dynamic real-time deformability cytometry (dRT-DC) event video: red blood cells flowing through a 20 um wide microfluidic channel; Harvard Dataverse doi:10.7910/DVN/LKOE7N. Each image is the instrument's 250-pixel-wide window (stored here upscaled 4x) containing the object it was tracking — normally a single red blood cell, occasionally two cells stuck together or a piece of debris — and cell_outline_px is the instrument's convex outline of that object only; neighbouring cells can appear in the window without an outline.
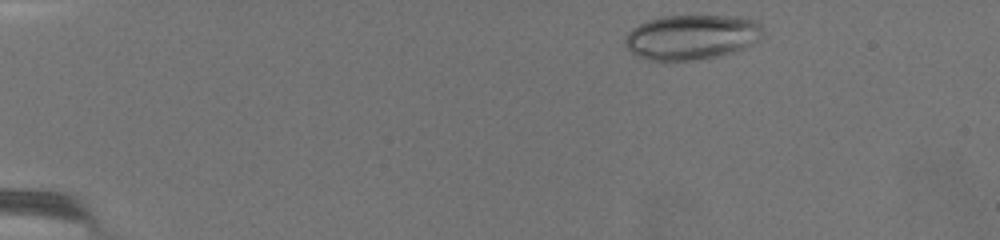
{"species": "common noctule bat (a hibernating species)", "species_latin": "Nyctalus noctula", "temperature_condition": "warm", "stored_images_in_passage": 53, "camera_frame_rate_fps": 3000, "um_per_image_px": 0.085, "animal": {"sex": "female", "body_mass_g": 19.5, "forearm_length_mm": 54.1}, "frame": {"image": 1, "passage_image": 3, "time_ms": 0.667, "image_size_px": [1000, 240], "cell_outline_px": [[764, 28], [760, 36], [752, 44], [736, 52], [724, 56], [692, 60], [648, 60], [636, 56], [624, 44], [624, 40], [628, 32], [632, 28], [648, 20], [660, 16], [736, 16], [756, 20]], "centroid_in_image_um": [58.8, 3.15], "position_along_channel_um": 26.2, "area_um2": 36.3}}
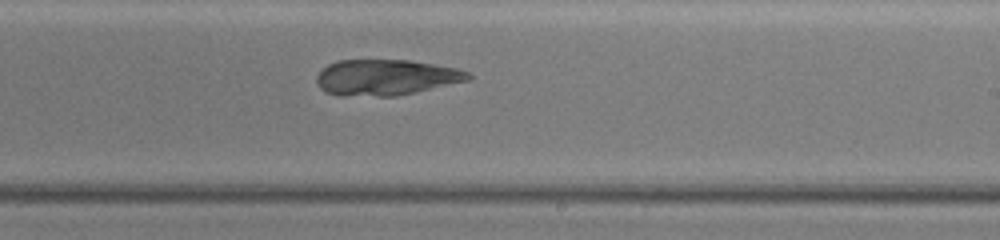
{"frame": {"image": 2, "passage_image": 37, "time_ms": 12.0, "image_size_px": [1000, 240], "cell_outline_px": [[472, 80], [396, 96], [340, 96], [324, 92], [320, 88], [316, 80], [316, 76], [328, 64], [336, 60], [408, 60], [456, 68], [468, 72], [472, 76]], "centroid_in_image_um": [32.79, 6.59], "position_along_channel_um": 256.2, "area_um2": 31.79}}
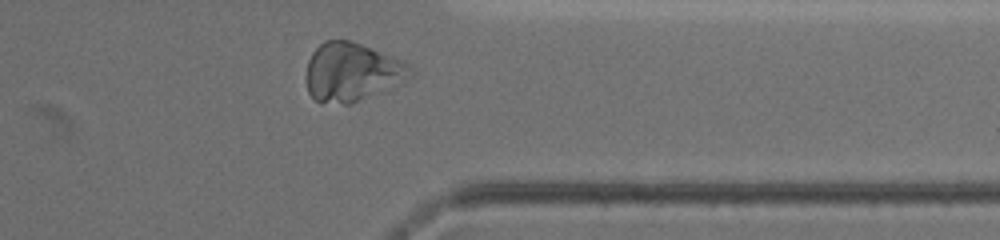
{"frame": {"image": 3, "passage_image": 50, "time_ms": 16.333, "image_size_px": [1000, 240], "cell_outline_px": [[412, 76], [348, 104], [320, 104], [308, 92], [308, 60], [312, 52], [324, 40], [348, 40], [360, 44], [400, 60], [408, 64], [412, 68]], "centroid_in_image_um": [29.85, 6.11], "position_along_channel_um": 381.6, "area_um2": 34.45}}